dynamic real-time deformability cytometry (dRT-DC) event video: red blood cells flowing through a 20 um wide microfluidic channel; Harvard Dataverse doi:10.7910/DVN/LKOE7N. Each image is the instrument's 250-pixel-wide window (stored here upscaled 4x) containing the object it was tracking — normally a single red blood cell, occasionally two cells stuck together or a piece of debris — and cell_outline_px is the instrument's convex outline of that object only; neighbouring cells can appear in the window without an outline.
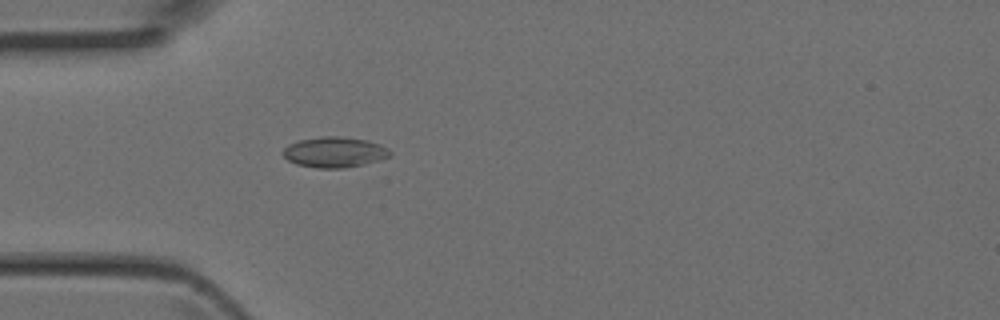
{"species": "Egyptian fruit bat (a non-hibernating species)", "species_latin": "Rousettus aegyptiacus", "temperature_condition": "room temperature", "stored_images_in_passage": 2, "camera_frame_rate_fps": 3000, "um_per_image_px": 0.085, "animal": {"sex": "female"}, "frame": {"image": 1, "passage_image": 2, "time_ms": 0.333, "image_size_px": [1000, 320], "cell_outline_px": [[392, 156], [380, 160], [364, 164], [344, 168], [316, 168], [296, 164], [288, 160], [280, 152], [288, 144], [300, 140], [320, 136], [344, 136], [368, 140], [380, 144], [388, 148], [392, 152]], "centroid_in_image_um": [28.45, 12.93], "position_along_channel_um": 56.6, "area_um2": 19.36}}